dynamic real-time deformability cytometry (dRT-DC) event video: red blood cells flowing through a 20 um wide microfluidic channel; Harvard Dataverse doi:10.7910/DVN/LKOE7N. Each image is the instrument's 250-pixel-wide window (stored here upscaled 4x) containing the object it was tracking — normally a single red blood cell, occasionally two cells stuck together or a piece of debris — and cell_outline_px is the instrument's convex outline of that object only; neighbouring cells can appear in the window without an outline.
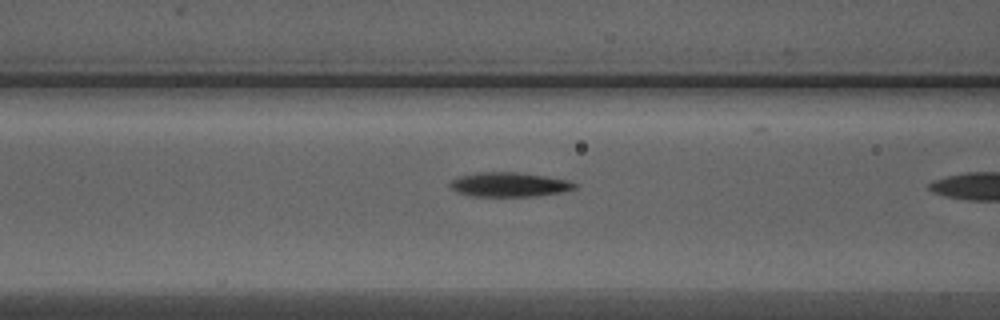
{"species": "Egyptian fruit bat (a non-hibernating species)", "species_latin": "Rousettus aegyptiacus", "temperature_condition": "warm", "stored_images_in_passage": 9, "camera_frame_rate_fps": 3000, "um_per_image_px": 0.085, "animal": {"sex": "male"}, "frame": {"image": 1, "passage_image": 8, "time_ms": 2.333, "image_size_px": [1000, 320], "cell_outline_px": [[576, 188], [560, 192], [536, 196], [468, 196], [456, 192], [448, 184], [456, 176], [476, 172], [520, 172], [568, 180], [576, 184]], "centroid_in_image_um": [43.21, 15.68], "position_along_channel_um": 123.4, "area_um2": 17.8}}